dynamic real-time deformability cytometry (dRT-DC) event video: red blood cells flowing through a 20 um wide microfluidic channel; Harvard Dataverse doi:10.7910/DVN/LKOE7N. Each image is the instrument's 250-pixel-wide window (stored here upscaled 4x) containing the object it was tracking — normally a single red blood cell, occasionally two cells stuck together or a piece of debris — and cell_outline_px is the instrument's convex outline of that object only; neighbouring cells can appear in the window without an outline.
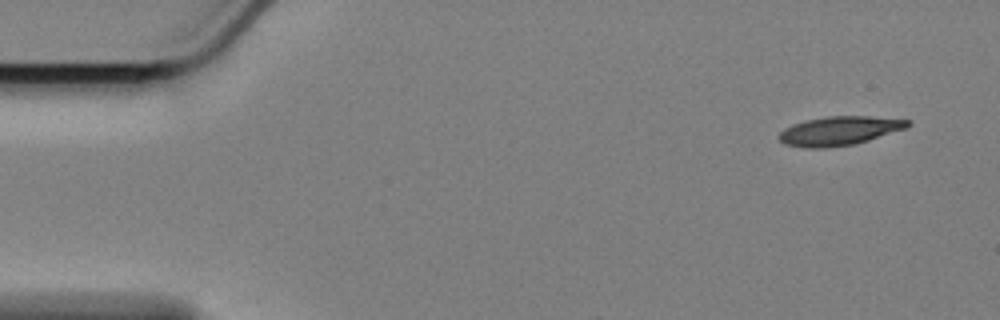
{"species": "Egyptian fruit bat (a non-hibernating species)", "species_latin": "Rousettus aegyptiacus", "temperature_condition": "cold", "stored_images_in_passage": 5, "camera_frame_rate_fps": 3000, "um_per_image_px": 0.085, "animal": {"sex": "female"}, "frame": {"image": 1, "passage_image": 1, "time_ms": 0.0, "image_size_px": [1000, 320], "cell_outline_px": [[912, 124], [904, 128], [856, 144], [824, 148], [804, 148], [784, 144], [776, 136], [784, 128], [792, 124], [804, 120], [824, 116], [868, 116], [912, 120]], "centroid_in_image_um": [71.29, 11.12], "position_along_channel_um": 13.7, "area_um2": 21.85}}